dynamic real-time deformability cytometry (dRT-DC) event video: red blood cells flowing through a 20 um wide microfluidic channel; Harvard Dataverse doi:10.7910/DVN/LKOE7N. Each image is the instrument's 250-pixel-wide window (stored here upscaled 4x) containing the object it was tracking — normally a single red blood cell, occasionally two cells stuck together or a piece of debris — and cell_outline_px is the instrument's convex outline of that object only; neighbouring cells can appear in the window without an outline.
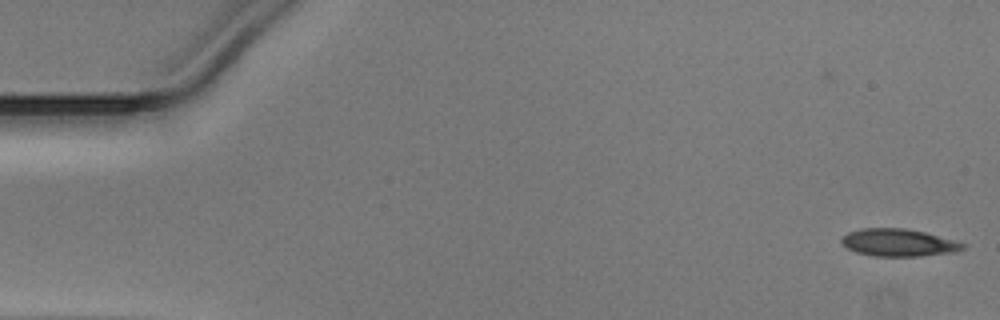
{"species": "Egyptian fruit bat (a non-hibernating species)", "species_latin": "Rousettus aegyptiacus", "temperature_condition": "warm", "stored_images_in_passage": 4, "camera_frame_rate_fps": 3000, "um_per_image_px": 0.085, "animal": {"sex": "male"}, "frame": {"image": 1, "passage_image": 4, "time_ms": 1.0, "image_size_px": [1000, 320], "cell_outline_px": [[968, 244], [964, 248], [952, 252], [920, 256], [872, 256], [856, 252], [848, 248], [840, 240], [848, 232], [860, 228], [904, 228], [924, 232]], "centroid_in_image_um": [76.36, 20.62], "position_along_channel_um": 8.6, "area_um2": 19.25}}